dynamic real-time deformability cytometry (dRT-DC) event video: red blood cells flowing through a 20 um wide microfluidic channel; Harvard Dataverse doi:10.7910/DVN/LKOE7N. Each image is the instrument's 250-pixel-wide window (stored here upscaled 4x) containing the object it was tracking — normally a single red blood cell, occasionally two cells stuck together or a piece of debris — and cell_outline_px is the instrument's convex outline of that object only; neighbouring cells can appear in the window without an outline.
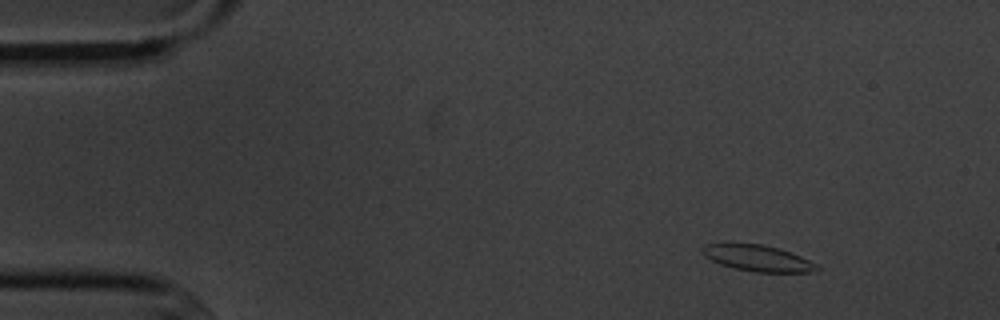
{"species": "common noctule bat (a hibernating species)", "species_latin": "Nyctalus noctula", "temperature_condition": "cold", "stored_images_in_passage": 8, "camera_frame_rate_fps": 3000, "um_per_image_px": 0.085, "animal": {"sex": "male", "body_mass_g": 20.1, "forearm_length_mm": 53.5}, "frame": {"image": 1, "passage_image": 2, "time_ms": 1.333, "image_size_px": [1000, 320], "cell_outline_px": [[820, 268], [808, 272], [756, 272], [732, 268], [720, 264], [704, 256], [700, 252], [700, 248], [704, 244], [724, 240], [728, 240], [764, 244], [800, 256], [816, 264]], "centroid_in_image_um": [64.22, 21.88], "position_along_channel_um": 20.8, "area_um2": 18.15}}
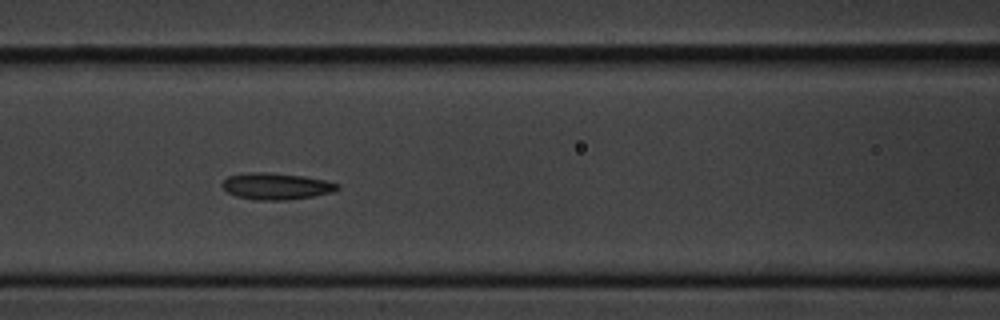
{"frame": {"image": 2, "passage_image": 7, "time_ms": 7.0, "image_size_px": [1000, 320], "cell_outline_px": [[340, 188], [332, 192], [312, 196], [288, 200], [256, 200], [236, 196], [228, 192], [220, 184], [228, 176], [248, 172], [264, 172], [304, 176], [324, 180], [340, 184]], "centroid_in_image_um": [23.47, 15.83], "position_along_channel_um": 143.1, "area_um2": 17.8}}
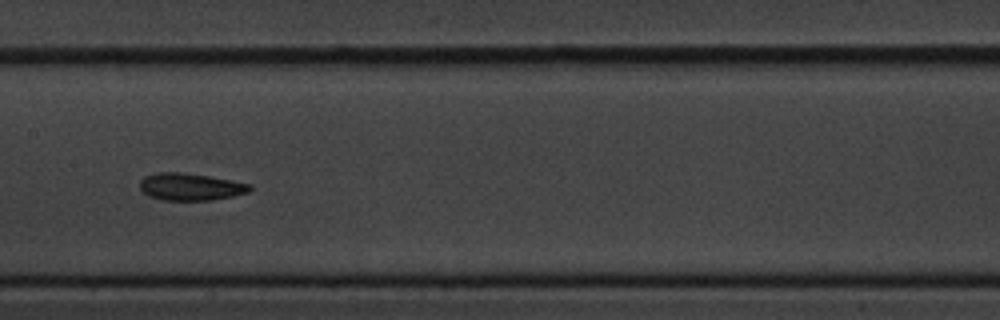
{"frame": {"image": 3, "passage_image": 8, "time_ms": 8.333, "image_size_px": [1000, 320], "cell_outline_px": [[252, 188], [248, 192], [232, 196], [212, 200], [164, 200], [148, 196], [140, 188], [140, 180], [144, 176], [156, 172], [184, 172], [232, 180], [252, 184]], "centroid_in_image_um": [16.18, 15.87], "position_along_channel_um": 191.2, "area_um2": 17.51}}